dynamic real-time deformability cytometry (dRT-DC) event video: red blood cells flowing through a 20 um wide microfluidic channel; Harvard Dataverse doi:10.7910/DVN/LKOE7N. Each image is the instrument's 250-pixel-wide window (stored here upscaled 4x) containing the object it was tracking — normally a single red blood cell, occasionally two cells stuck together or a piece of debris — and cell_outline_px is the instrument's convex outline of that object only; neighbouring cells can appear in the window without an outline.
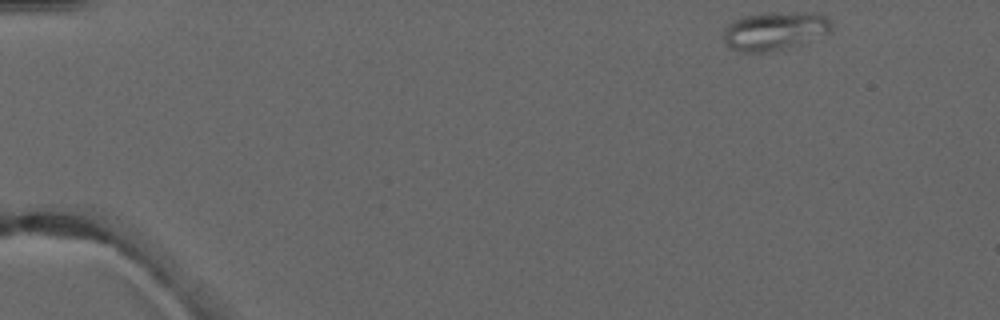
{"species": "common noctule bat (a hibernating species)", "species_latin": "Nyctalus noctula", "temperature_condition": "warm", "stored_images_in_passage": 5, "camera_frame_rate_fps": 3000, "um_per_image_px": 0.085, "animal": {"sex": "male", "forearm_length_mm": 52.5}, "frame": {"image": 1, "passage_image": 1, "time_ms": 0.0, "image_size_px": [1000, 320], "cell_outline_px": [[832, 32], [784, 48], [764, 52], [744, 52], [732, 48], [724, 40], [724, 28], [728, 24], [744, 16], [760, 12], [816, 12], [828, 16], [832, 20]], "centroid_in_image_um": [65.9, 2.58], "position_along_channel_um": 19.1, "area_um2": 24.22}}
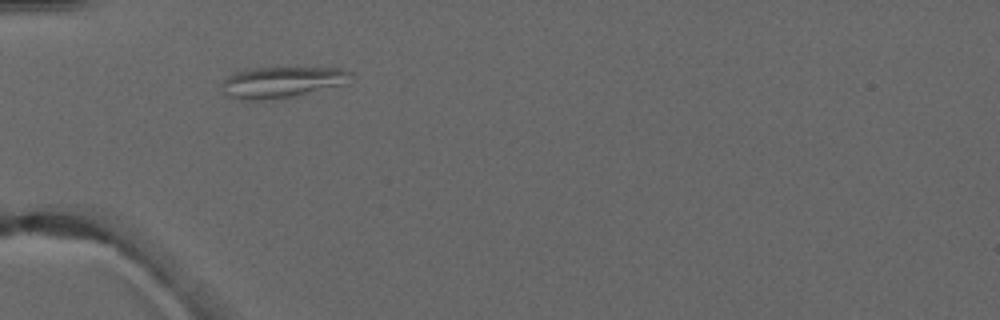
{"frame": {"image": 2, "passage_image": 4, "time_ms": 3.667, "image_size_px": [1000, 320], "cell_outline_px": [[352, 76], [344, 84], [292, 96], [272, 100], [240, 100], [228, 96], [224, 92], [220, 84], [228, 76], [236, 72], [252, 68], [340, 68], [352, 72]], "centroid_in_image_um": [23.92, 6.99], "position_along_channel_um": 61.1, "area_um2": 23.18}}
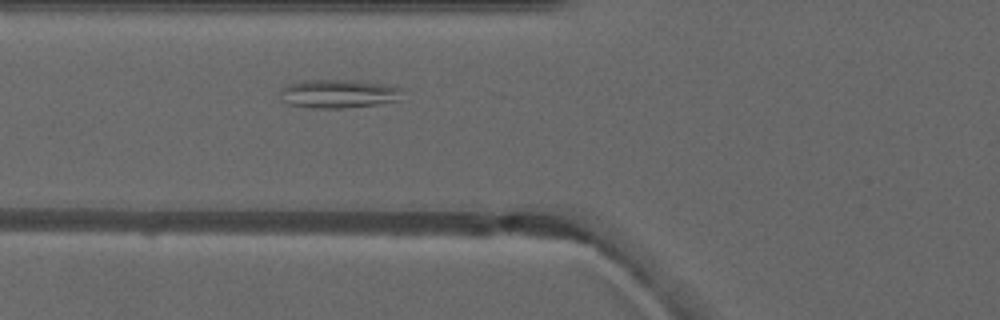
{"frame": {"image": 3, "passage_image": 5, "time_ms": 4.667, "image_size_px": [1000, 320], "cell_outline_px": [[404, 100], [376, 104], [344, 108], [312, 108], [288, 104], [280, 100], [280, 88], [284, 84], [304, 80], [356, 80], [392, 84], [404, 88]], "centroid_in_image_um": [28.83, 7.95], "position_along_channel_um": 97.0, "area_um2": 21.21}}